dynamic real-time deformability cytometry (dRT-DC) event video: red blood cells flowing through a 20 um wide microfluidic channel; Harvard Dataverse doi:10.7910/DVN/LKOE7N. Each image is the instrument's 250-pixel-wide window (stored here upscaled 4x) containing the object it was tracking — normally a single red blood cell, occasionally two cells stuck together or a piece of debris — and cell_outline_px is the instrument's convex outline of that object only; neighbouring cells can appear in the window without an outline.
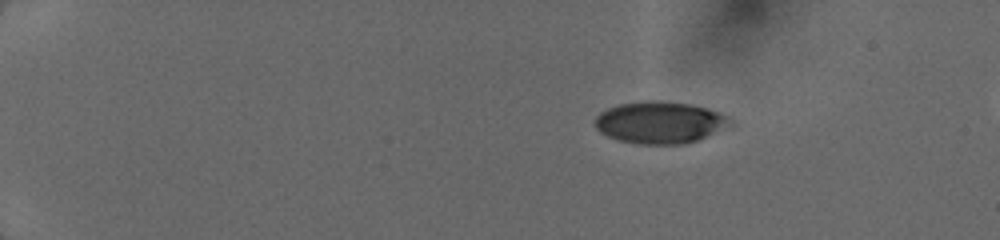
{"species": "human", "species_latin": "Homo sapiens", "temperature_condition": "cold", "stored_images_in_passage": 10, "camera_frame_rate_fps": 3000, "um_per_image_px": 0.085, "donor": {"sex": "female"}, "frame": {"image": 1, "passage_image": 4, "time_ms": 1.333, "image_size_px": [1000, 240], "cell_outline_px": [[736, 124], [732, 128], [684, 144], [640, 144], [620, 140], [608, 136], [600, 132], [596, 128], [596, 116], [600, 112], [608, 108], [620, 104], [644, 100], [660, 100], [688, 104], [708, 108], [720, 112], [728, 116]], "centroid_in_image_um": [56.19, 10.4], "position_along_channel_um": 28.8, "area_um2": 33.47}}
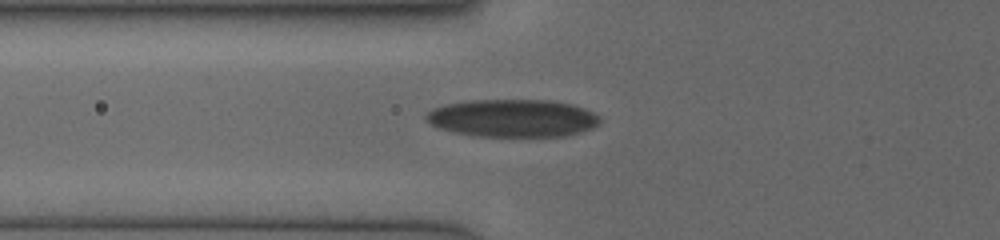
{"frame": {"image": 2, "passage_image": 10, "time_ms": 5.333, "image_size_px": [1000, 240], "cell_outline_px": [[600, 124], [592, 128], [580, 132], [564, 136], [472, 136], [440, 128], [424, 120], [424, 116], [432, 108], [444, 104], [468, 100], [552, 100], [572, 104], [584, 108], [600, 116]], "centroid_in_image_um": [43.57, 10.03], "position_along_channel_um": 82.2, "area_um2": 38.38}}